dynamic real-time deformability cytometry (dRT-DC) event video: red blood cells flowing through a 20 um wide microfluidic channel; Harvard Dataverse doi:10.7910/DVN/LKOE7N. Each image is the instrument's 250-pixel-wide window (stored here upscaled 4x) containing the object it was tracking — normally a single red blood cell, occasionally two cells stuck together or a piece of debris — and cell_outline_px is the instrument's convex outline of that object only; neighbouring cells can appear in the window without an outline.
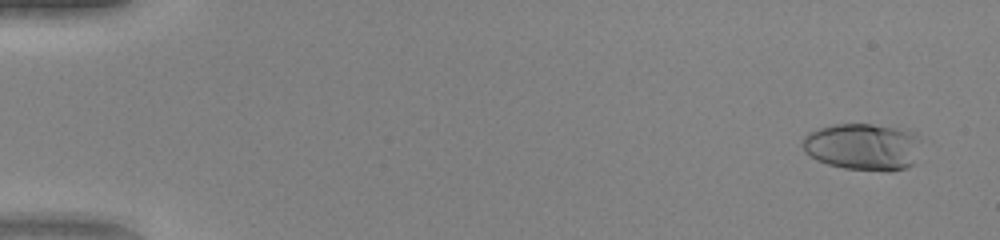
{"species": "human", "species_latin": "Homo sapiens", "temperature_condition": "warm", "stored_images_in_passage": 52, "camera_frame_rate_fps": 3000, "um_per_image_px": 0.085, "donor": {"sex": "female"}, "frame": {"image": 1, "passage_image": 4, "time_ms": 1.0, "image_size_px": [1000, 240], "cell_outline_px": [[916, 136], [912, 164], [908, 168], [844, 168], [828, 164], [816, 160], [804, 152], [800, 144], [804, 136], [808, 132], [820, 128], [836, 124], [872, 124], [908, 128], [916, 132]], "centroid_in_image_um": [73.22, 12.41], "position_along_channel_um": 11.8, "area_um2": 31.56}}
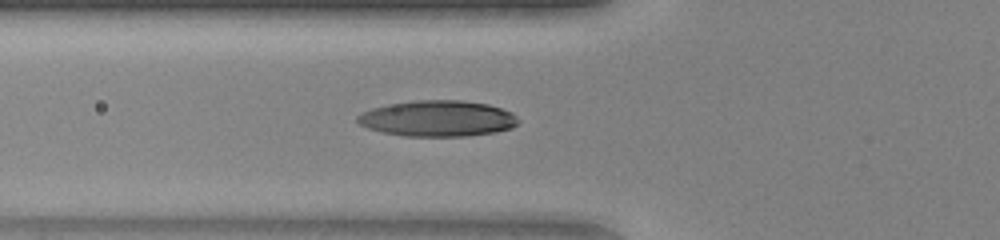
{"frame": {"image": 2, "passage_image": 21, "time_ms": 6.667, "image_size_px": [1000, 240], "cell_outline_px": [[520, 120], [512, 128], [496, 132], [468, 136], [404, 136], [384, 132], [368, 128], [360, 124], [356, 120], [356, 116], [360, 112], [372, 108], [388, 104], [416, 100], [464, 100], [488, 104], [512, 112]], "centroid_in_image_um": [37.2, 10.07], "position_along_channel_um": 88.6, "area_um2": 33.87}}
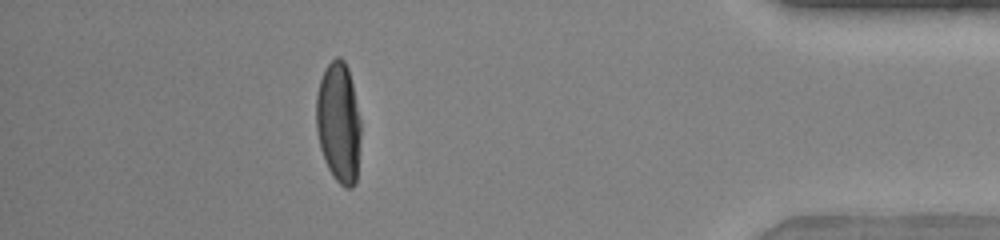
{"frame": {"image": 3, "passage_image": 47, "time_ms": 15.333, "image_size_px": [1000, 240], "cell_outline_px": [[360, 140], [356, 184], [352, 188], [344, 188], [332, 176], [324, 160], [320, 148], [316, 128], [316, 96], [320, 80], [328, 64], [336, 56], [340, 56], [344, 60], [348, 68], [352, 84], [360, 120]], "centroid_in_image_um": [28.78, 10.45], "position_along_channel_um": 406.4, "area_um2": 31.44}, "authors_computed_cell_mechanics": {"area_um2": 31.9056, "velocity_mm_per_s": 4.1372, "shape_relaxation_time_tau1_ms": 4.85, "shape_relaxation_time_tau2_ms": null, "deformation_change_tau1": 0.2521, "deformation_change_tau2": null}}